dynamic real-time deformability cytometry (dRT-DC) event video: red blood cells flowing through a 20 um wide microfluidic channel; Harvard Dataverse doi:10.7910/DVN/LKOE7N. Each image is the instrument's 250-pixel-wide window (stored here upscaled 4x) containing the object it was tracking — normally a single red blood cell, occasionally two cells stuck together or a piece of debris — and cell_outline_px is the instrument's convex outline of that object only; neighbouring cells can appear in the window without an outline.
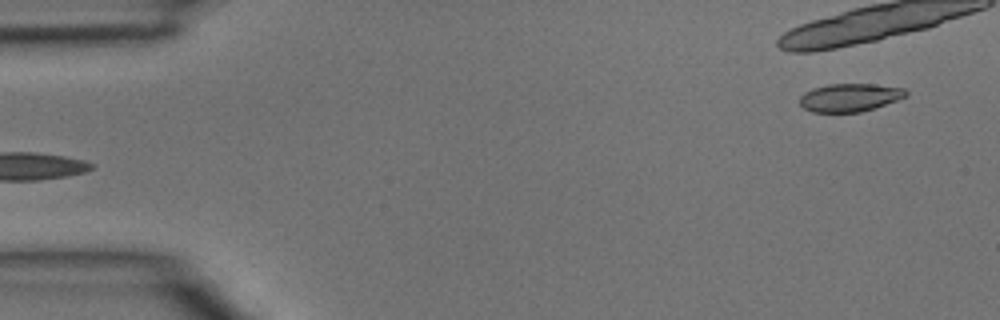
{"species": "common noctule bat (a hibernating species)", "species_latin": "Nyctalus noctula", "temperature_condition": "room temperature", "stored_images_in_passage": 4, "segment_of_instrument_passage": [2, 2], "camera_frame_rate_fps": 3000, "um_per_image_px": 0.085, "animal": {"sex": "male", "body_mass_g": 15.6}, "frame": {"image": 1, "passage_image": 4, "time_ms": 1.0, "image_size_px": [1000, 320], "cell_outline_px": [[908, 96], [860, 112], [812, 112], [804, 108], [800, 104], [800, 96], [804, 92], [812, 88], [828, 84], [872, 84], [904, 88], [908, 92]], "centroid_in_image_um": [72.2, 8.28], "position_along_channel_um": 12.8, "area_um2": 17.28}}